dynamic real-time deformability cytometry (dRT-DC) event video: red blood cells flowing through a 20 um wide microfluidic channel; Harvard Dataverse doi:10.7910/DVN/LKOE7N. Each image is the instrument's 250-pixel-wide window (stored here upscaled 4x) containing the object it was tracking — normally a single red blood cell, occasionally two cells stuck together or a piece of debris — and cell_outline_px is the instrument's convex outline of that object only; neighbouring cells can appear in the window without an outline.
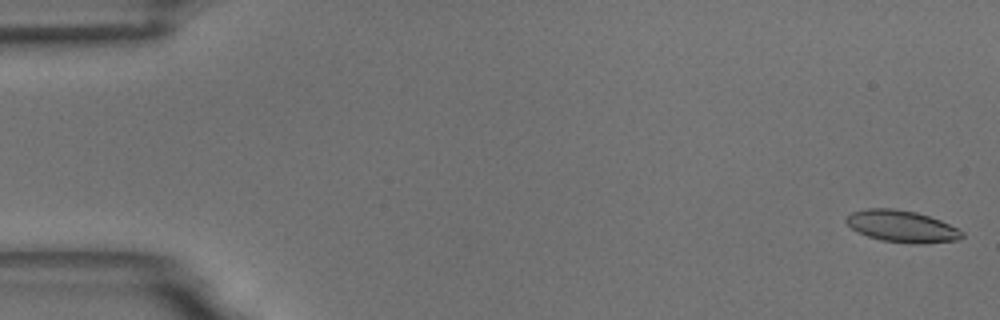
{"species": "common noctule bat (a hibernating species)", "species_latin": "Nyctalus noctula", "temperature_condition": "room temperature", "stored_images_in_passage": 57, "camera_frame_rate_fps": 3000, "um_per_image_px": 0.085, "animal": {"sex": "male", "body_mass_g": 18.8}, "frame": {"image": 1, "passage_image": 2, "time_ms": 0.333, "image_size_px": [1000, 320], "cell_outline_px": [[964, 236], [956, 240], [924, 244], [912, 244], [880, 240], [868, 236], [852, 228], [844, 220], [844, 216], [852, 212], [868, 208], [892, 208], [916, 212], [940, 220], [964, 232]], "centroid_in_image_um": [76.64, 19.24], "position_along_channel_um": 8.4, "area_um2": 21.44}}
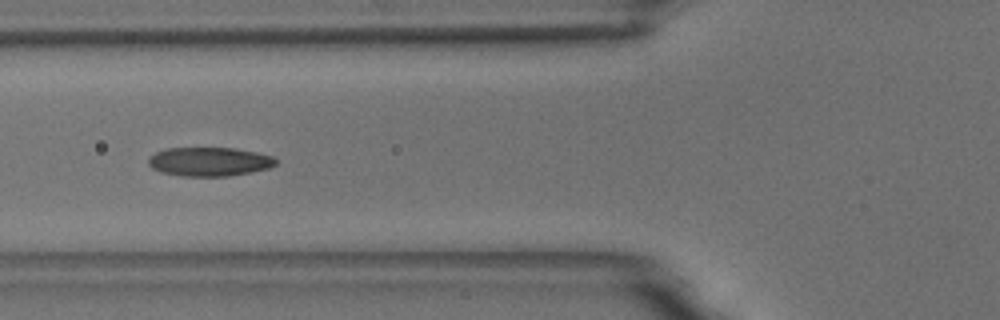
{"frame": {"image": 2, "passage_image": 22, "time_ms": 7.0, "image_size_px": [1000, 320], "cell_outline_px": [[276, 164], [268, 168], [252, 172], [228, 176], [180, 176], [160, 172], [152, 168], [148, 164], [148, 160], [156, 152], [164, 148], [236, 148], [256, 152], [272, 156], [276, 160]], "centroid_in_image_um": [17.78, 13.74], "position_along_channel_um": 108.0, "area_um2": 21.5}}
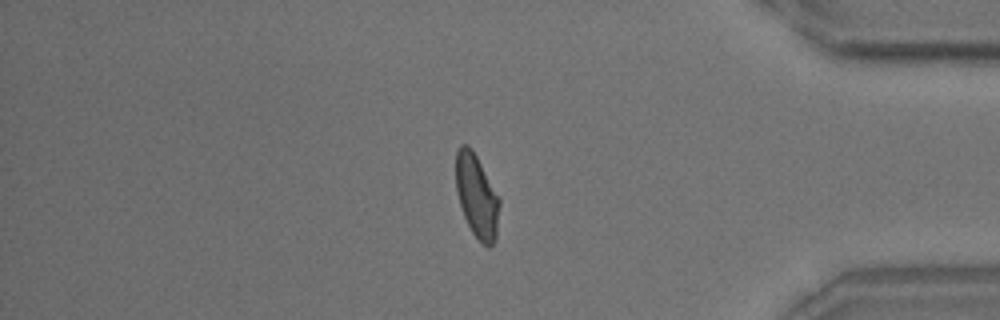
{"frame": {"image": 3, "passage_image": 48, "time_ms": 15.667, "image_size_px": [1000, 320], "cell_outline_px": [[500, 204], [496, 236], [492, 244], [488, 248], [472, 232], [464, 216], [456, 192], [456, 152], [460, 144], [468, 144], [472, 148], [500, 200]], "centroid_in_image_um": [40.51, 16.64], "position_along_channel_um": 394.7, "area_um2": 20.87}, "authors_computed_cell_mechanics": {"area_um2": 21.386, "velocity_mm_per_s": 3.6343, "shape_relaxation_time_tau1_ms": 7.0982, "shape_relaxation_time_tau2_ms": 1.4657, "deformation_change_tau1": 0.1831, "deformation_change_tau2": 0.0717}}